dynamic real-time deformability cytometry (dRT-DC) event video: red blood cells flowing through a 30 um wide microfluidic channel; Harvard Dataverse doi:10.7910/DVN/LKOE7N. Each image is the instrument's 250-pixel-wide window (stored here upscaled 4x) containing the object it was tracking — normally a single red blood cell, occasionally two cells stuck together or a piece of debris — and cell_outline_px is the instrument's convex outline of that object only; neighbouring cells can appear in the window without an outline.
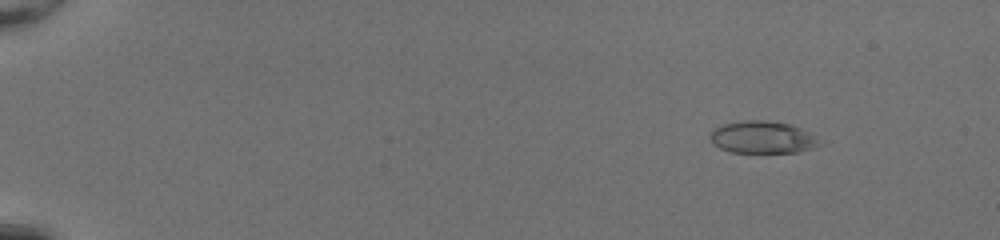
{"species": "common noctule bat (a hibernating species)", "species_latin": "Nyctalus noctula", "temperature_condition": "room temperature", "stored_images_in_passage": 53, "camera_frame_rate_fps": 3000, "um_per_image_px": 0.085, "animal": {"sex": "female", "body_mass_g": 20.0, "forearm_length_mm": 54.0}, "frame": {"image": 1, "passage_image": 8, "time_ms": 2.333, "image_size_px": [1000, 240], "cell_outline_px": [[824, 144], [800, 152], [732, 152], [720, 148], [712, 144], [712, 132], [716, 128], [724, 124], [744, 120], [764, 120], [788, 124], [800, 128]], "centroid_in_image_um": [64.82, 11.68], "position_along_channel_um": 20.2, "area_um2": 20.11}}
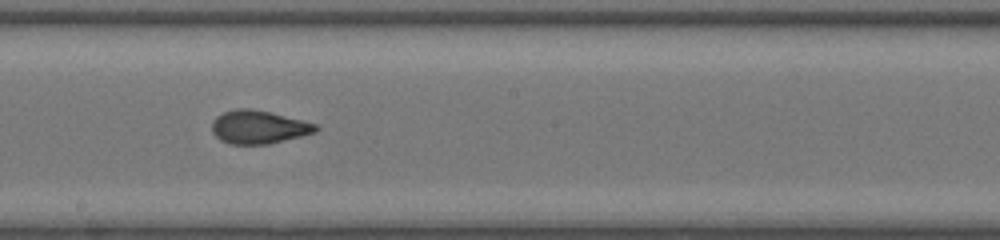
{"frame": {"image": 2, "passage_image": 33, "time_ms": 10.667, "image_size_px": [1000, 240], "cell_outline_px": [[320, 128], [316, 132], [268, 144], [232, 144], [220, 140], [212, 132], [212, 120], [216, 116], [224, 112], [236, 108], [252, 108], [316, 124]], "centroid_in_image_um": [21.94, 10.8], "position_along_channel_um": 226.3, "area_um2": 19.94}}
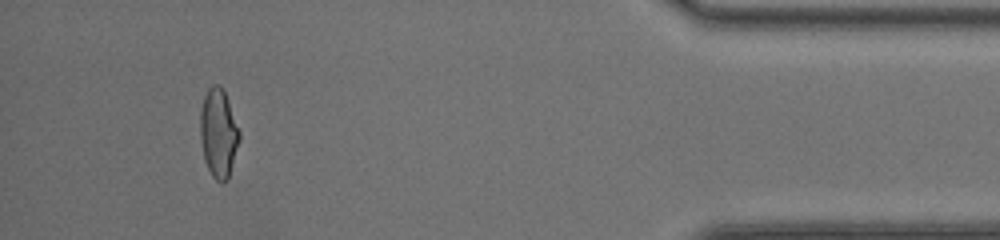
{"frame": {"image": 3, "passage_image": 50, "time_ms": 16.333, "image_size_px": [1000, 240], "cell_outline_px": [[240, 140], [228, 180], [216, 180], [212, 176], [204, 160], [200, 140], [200, 108], [204, 96], [208, 88], [212, 84], [220, 84], [224, 88], [240, 132]], "centroid_in_image_um": [18.57, 11.27], "position_along_channel_um": 416.6, "area_um2": 20.52}, "authors_computed_cell_mechanics": {"area_um2": 20.4034, "velocity_mm_per_s": 4.2323, "shape_relaxation_time_tau1_ms": 9.2725, "shape_relaxation_time_tau2_ms": 0.901, "deformation_change_tau1": 0.2578, "deformation_change_tau2": 0.0733}}